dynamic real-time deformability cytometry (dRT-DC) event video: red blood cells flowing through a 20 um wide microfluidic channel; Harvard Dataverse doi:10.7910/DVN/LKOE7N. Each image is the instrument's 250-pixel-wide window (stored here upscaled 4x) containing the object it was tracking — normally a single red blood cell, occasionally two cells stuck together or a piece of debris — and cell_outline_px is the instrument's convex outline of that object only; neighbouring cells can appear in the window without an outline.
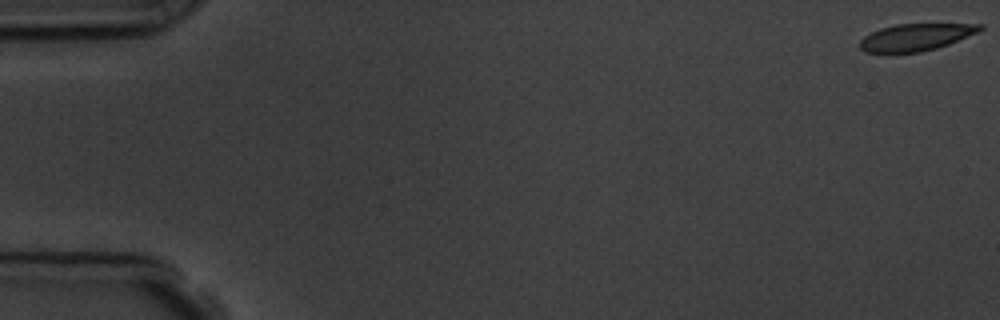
{"species": "common noctule bat (a hibernating species)", "species_latin": "Nyctalus noctula", "temperature_condition": "room temperature", "stored_images_in_passage": 5, "camera_frame_rate_fps": 3000, "um_per_image_px": 0.085, "animal": {"sex": "male", "body_mass_g": 19.5, "forearm_length_mm": 54.6}, "frame": {"image": 1, "passage_image": 1, "time_ms": 0.0, "image_size_px": [1000, 320], "cell_outline_px": [[984, 28], [980, 32], [948, 44], [936, 48], [920, 52], [888, 56], [864, 52], [860, 48], [860, 40], [864, 36], [880, 28], [896, 24], [984, 24]], "centroid_in_image_um": [77.78, 3.21], "position_along_channel_um": 7.2, "area_um2": 19.65}}
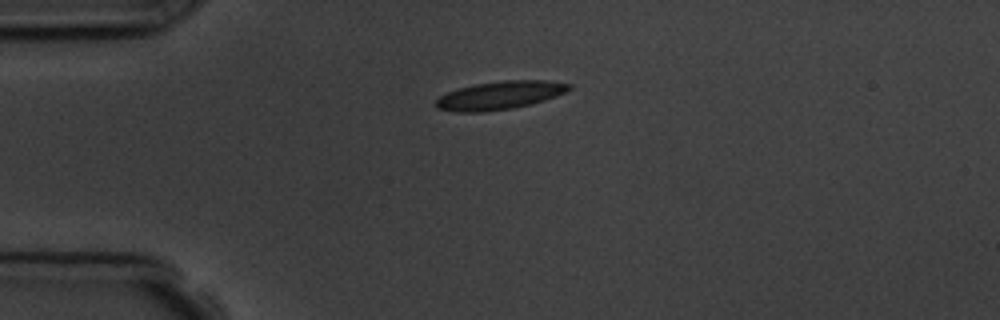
{"frame": {"image": 2, "passage_image": 4, "time_ms": 4.333, "image_size_px": [1000, 320], "cell_outline_px": [[572, 88], [556, 96], [544, 100], [512, 108], [484, 112], [456, 112], [436, 108], [436, 100], [440, 96], [448, 92], [460, 88], [476, 84], [504, 80], [544, 80], [572, 84]], "centroid_in_image_um": [42.48, 8.1], "position_along_channel_um": 42.5, "area_um2": 21.68}}